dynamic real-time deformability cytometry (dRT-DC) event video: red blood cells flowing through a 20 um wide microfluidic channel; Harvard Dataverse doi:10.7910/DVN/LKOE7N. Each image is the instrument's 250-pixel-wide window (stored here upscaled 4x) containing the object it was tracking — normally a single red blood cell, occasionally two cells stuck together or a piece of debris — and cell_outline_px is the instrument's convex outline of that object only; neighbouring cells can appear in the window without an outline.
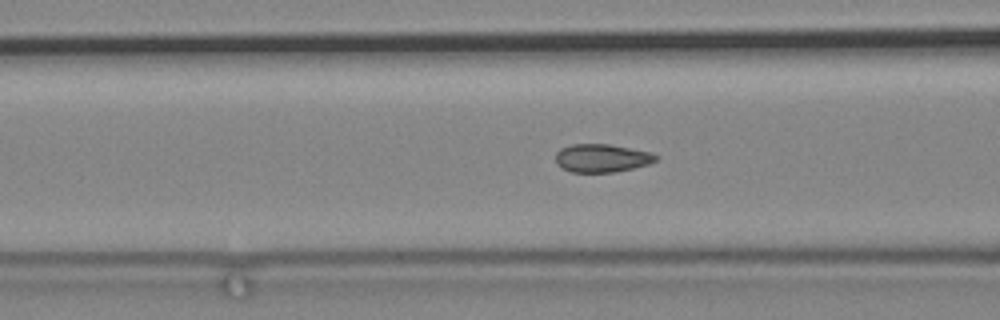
{"species": "common noctule bat (a hibernating species)", "species_latin": "Nyctalus noctula", "temperature_condition": "cold", "stored_images_in_passage": 73, "camera_frame_rate_fps": 3000, "um_per_image_px": 0.085, "animal": {"sex": "male", "body_mass_g": 19.2, "forearm_length_mm": 51.8}, "frame": {"image": 1, "passage_image": 42, "time_ms": 13.667, "image_size_px": [1000, 320], "cell_outline_px": [[660, 156], [656, 160], [648, 164], [616, 172], [572, 172], [560, 168], [556, 164], [556, 152], [560, 148], [572, 144], [608, 144], [652, 152]], "centroid_in_image_um": [51.14, 13.44], "position_along_channel_um": 115.5, "area_um2": 16.59}}
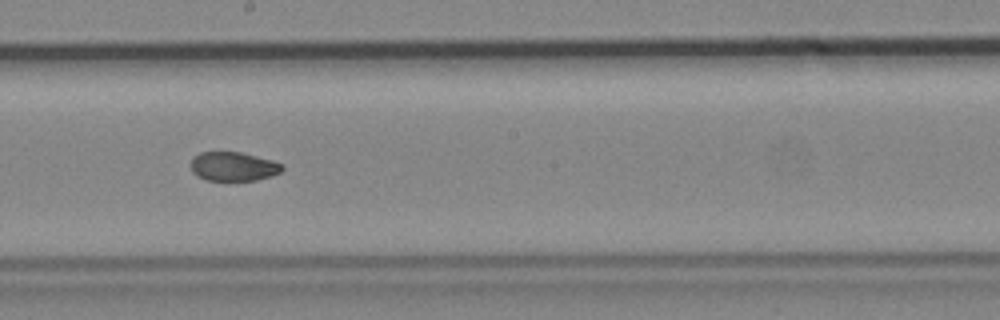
{"frame": {"image": 2, "passage_image": 53, "time_ms": 17.333, "image_size_px": [1000, 320], "cell_outline_px": [[284, 168], [280, 172], [272, 176], [256, 180], [208, 180], [196, 176], [192, 172], [192, 156], [200, 152], [240, 152], [272, 160], [284, 164]], "centroid_in_image_um": [19.85, 14.14], "position_along_channel_um": 228.4, "area_um2": 15.49}}
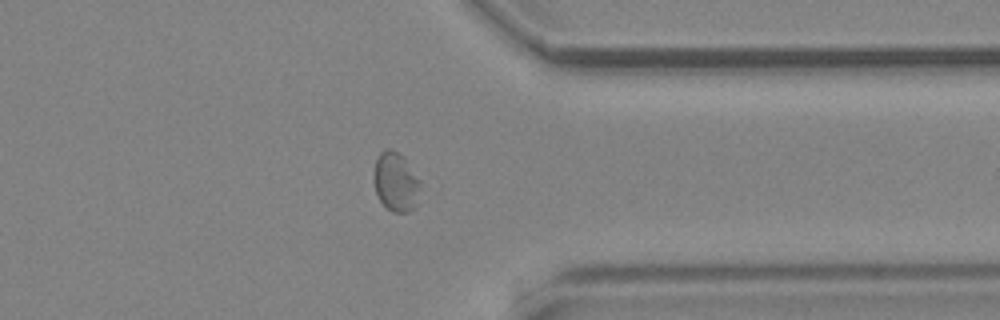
{"frame": {"image": 3, "passage_image": 68, "time_ms": 22.333, "image_size_px": [1000, 320], "cell_outline_px": [[420, 188], [416, 208], [408, 212], [392, 212], [380, 200], [376, 192], [372, 176], [372, 172], [376, 160], [380, 152], [384, 148], [392, 148], [404, 160], [420, 180]], "centroid_in_image_um": [33.62, 15.48], "position_along_channel_um": 377.8, "area_um2": 16.01}}